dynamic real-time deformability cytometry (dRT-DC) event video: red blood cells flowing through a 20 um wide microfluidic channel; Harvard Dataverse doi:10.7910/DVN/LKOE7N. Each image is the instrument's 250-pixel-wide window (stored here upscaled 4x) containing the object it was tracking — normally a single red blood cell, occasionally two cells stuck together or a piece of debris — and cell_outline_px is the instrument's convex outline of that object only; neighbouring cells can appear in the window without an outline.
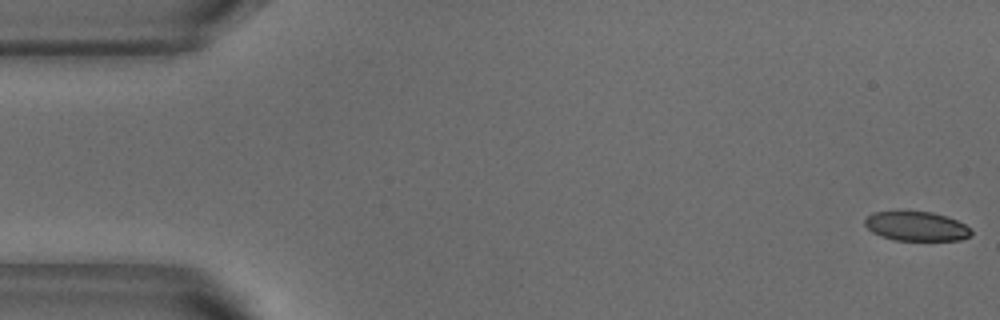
{"species": "common noctule bat (a hibernating species)", "species_latin": "Nyctalus noctula", "temperature_condition": "warm", "stored_images_in_passage": 18, "camera_frame_rate_fps": 3000, "um_per_image_px": 0.085, "animal": {"sex": "male", "body_mass_g": 18.8}, "frame": {"image": 1, "passage_image": 1, "time_ms": 0.0, "image_size_px": [1000, 320], "cell_outline_px": [[972, 236], [960, 240], [896, 240], [880, 236], [872, 232], [864, 224], [864, 220], [872, 212], [932, 212], [956, 220], [964, 224], [972, 232]], "centroid_in_image_um": [77.88, 19.24], "position_along_channel_um": 7.1, "area_um2": 17.98}}
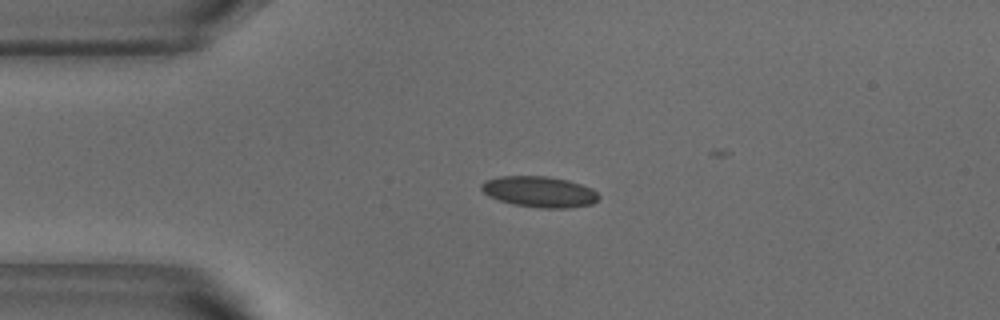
{"frame": {"image": 2, "passage_image": 12, "time_ms": 3.667, "image_size_px": [1000, 320], "cell_outline_px": [[600, 196], [592, 204], [568, 208], [536, 208], [512, 204], [488, 196], [480, 188], [480, 184], [484, 180], [500, 176], [548, 176], [568, 180], [592, 188]], "centroid_in_image_um": [45.82, 16.3], "position_along_channel_um": 39.2, "area_um2": 21.27}}